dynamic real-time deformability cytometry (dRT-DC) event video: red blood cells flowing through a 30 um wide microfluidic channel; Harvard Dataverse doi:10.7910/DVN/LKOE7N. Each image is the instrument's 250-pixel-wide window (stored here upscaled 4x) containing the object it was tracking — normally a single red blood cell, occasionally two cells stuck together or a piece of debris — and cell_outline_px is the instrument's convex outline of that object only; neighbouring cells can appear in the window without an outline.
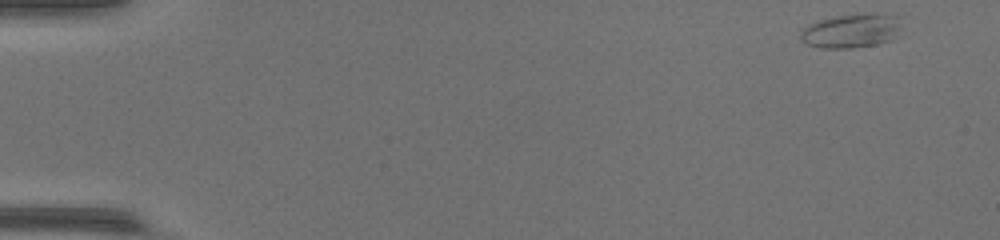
{"species": "common noctule bat (a hibernating species)", "species_latin": "Nyctalus noctula", "temperature_condition": "warm", "stored_images_in_passage": 12, "camera_frame_rate_fps": 3000, "um_per_image_px": 0.085, "animal": {"sex": "female", "body_mass_g": 17.0, "forearm_length_mm": 48.0}, "frame": {"image": 1, "passage_image": 1, "time_ms": 0.0, "image_size_px": [1000, 240], "cell_outline_px": [[900, 28], [892, 40], [876, 44], [852, 48], [820, 48], [808, 44], [800, 40], [800, 32], [808, 24], [832, 16], [864, 12], [884, 12], [896, 16]], "centroid_in_image_um": [72.35, 2.59], "position_along_channel_um": 12.7, "area_um2": 20.4}}